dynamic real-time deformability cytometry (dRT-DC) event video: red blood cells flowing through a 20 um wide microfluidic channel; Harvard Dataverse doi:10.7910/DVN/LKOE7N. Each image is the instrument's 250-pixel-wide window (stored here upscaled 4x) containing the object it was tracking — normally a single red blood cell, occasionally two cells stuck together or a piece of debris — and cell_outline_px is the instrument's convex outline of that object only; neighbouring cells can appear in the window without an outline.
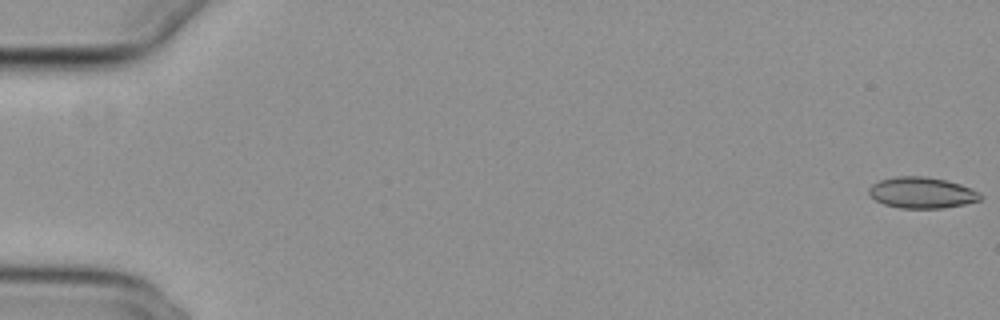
{"species": "common noctule bat (a hibernating species)", "species_latin": "Nyctalus noctula", "temperature_condition": "cold", "stored_images_in_passage": 55, "camera_frame_rate_fps": 3000, "um_per_image_px": 0.085, "animal": {"sex": "female", "body_mass_g": 29.2, "forearm_length_mm": 56.3}, "frame": {"image": 1, "passage_image": 1, "time_ms": 0.0, "image_size_px": [1000, 320], "cell_outline_px": [[984, 196], [980, 200], [964, 204], [944, 208], [900, 208], [884, 204], [876, 200], [868, 192], [868, 188], [872, 184], [880, 180], [896, 176], [924, 176], [944, 180], [960, 184]], "centroid_in_image_um": [78.33, 16.38], "position_along_channel_um": 6.7, "area_um2": 20.0}}
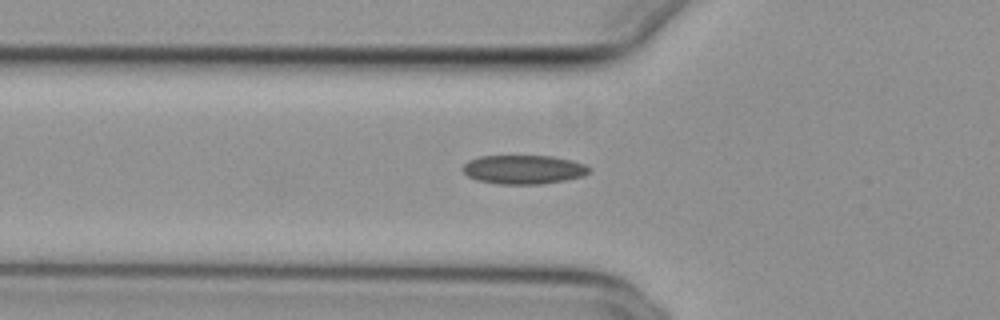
{"frame": {"image": 2, "passage_image": 20, "time_ms": 6.333, "image_size_px": [1000, 320], "cell_outline_px": [[592, 168], [584, 176], [564, 180], [540, 184], [496, 184], [476, 180], [468, 176], [460, 168], [468, 160], [480, 156], [552, 156], [572, 160], [584, 164]], "centroid_in_image_um": [44.48, 14.41], "position_along_channel_um": 81.3, "area_um2": 21.44}}
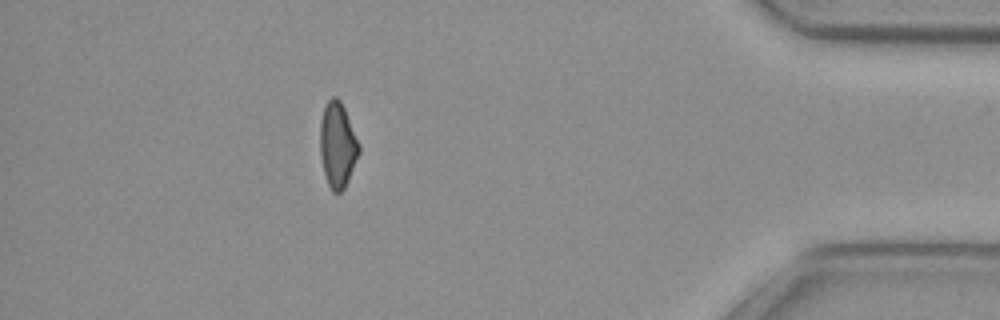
{"frame": {"image": 3, "passage_image": 49, "time_ms": 16.0, "image_size_px": [1000, 320], "cell_outline_px": [[360, 152], [348, 180], [344, 188], [340, 192], [332, 192], [324, 176], [320, 156], [320, 120], [324, 108], [328, 100], [332, 96], [336, 96], [340, 100], [344, 108], [360, 144]], "centroid_in_image_um": [28.68, 12.33], "position_along_channel_um": 406.5, "area_um2": 19.42}}